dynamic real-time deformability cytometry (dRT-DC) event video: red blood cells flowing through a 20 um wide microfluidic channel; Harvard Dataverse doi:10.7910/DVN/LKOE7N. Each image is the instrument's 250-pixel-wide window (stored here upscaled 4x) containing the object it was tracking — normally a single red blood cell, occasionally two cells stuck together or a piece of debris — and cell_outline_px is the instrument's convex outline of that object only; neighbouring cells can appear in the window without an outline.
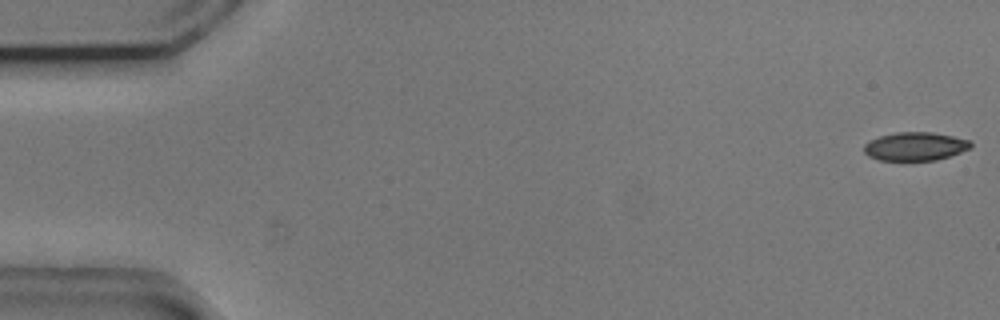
{"species": "common noctule bat (a hibernating species)", "species_latin": "Nyctalus noctula", "temperature_condition": "cold", "stored_images_in_passage": 54, "camera_frame_rate_fps": 3000, "um_per_image_px": 0.085, "animal": {"sex": "male", "body_mass_g": 20.5, "forearm_length_mm": 52.5}, "frame": {"image": 1, "passage_image": 1, "time_ms": 0.0, "image_size_px": [1000, 320], "cell_outline_px": [[972, 148], [936, 160], [880, 160], [868, 156], [864, 152], [864, 144], [868, 140], [880, 136], [896, 132], [932, 132], [972, 140]], "centroid_in_image_um": [77.79, 12.43], "position_along_channel_um": 7.2, "area_um2": 17.74}}
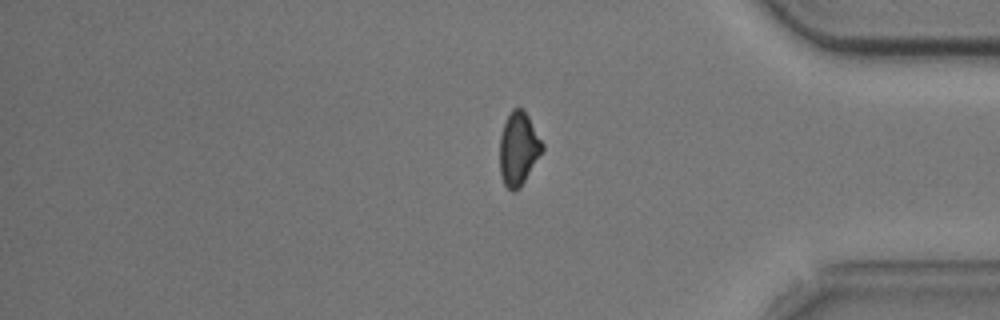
{"frame": {"image": 2, "passage_image": 45, "time_ms": 14.667, "image_size_px": [1000, 320], "cell_outline_px": [[544, 148], [520, 188], [512, 192], [504, 184], [500, 176], [500, 136], [504, 124], [512, 108], [524, 108], [544, 144]], "centroid_in_image_um": [44.07, 12.63], "position_along_channel_um": 391.1, "area_um2": 18.15}}
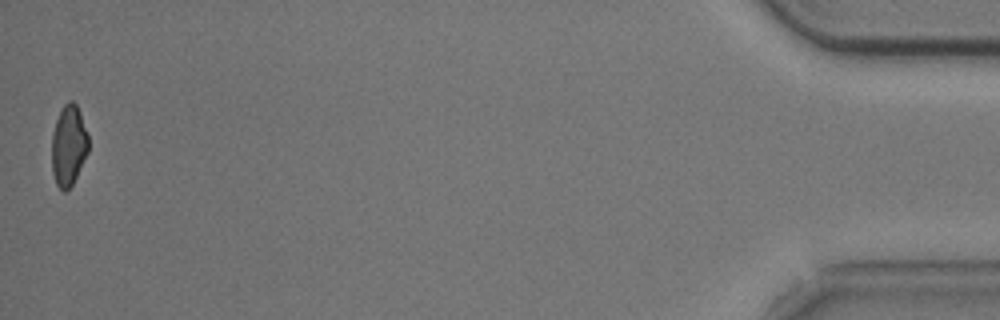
{"frame": {"image": 3, "passage_image": 54, "time_ms": 17.667, "image_size_px": [1000, 320], "cell_outline_px": [[88, 152], [72, 184], [64, 192], [56, 184], [52, 172], [52, 132], [56, 120], [64, 104], [68, 100], [72, 100], [76, 104], [80, 112], [88, 136]], "centroid_in_image_um": [5.82, 12.35], "position_along_channel_um": 429.4, "area_um2": 17.11}, "authors_computed_cell_mechanics": {"area_um2": 18.7561, "velocity_mm_per_s": 3.7154, "shape_relaxation_time_tau1_ms": 4.8317, "shape_relaxation_time_tau2_ms": 4.1451, "deformation_change_tau1": 0.1168, "deformation_change_tau2": 0.0909}}